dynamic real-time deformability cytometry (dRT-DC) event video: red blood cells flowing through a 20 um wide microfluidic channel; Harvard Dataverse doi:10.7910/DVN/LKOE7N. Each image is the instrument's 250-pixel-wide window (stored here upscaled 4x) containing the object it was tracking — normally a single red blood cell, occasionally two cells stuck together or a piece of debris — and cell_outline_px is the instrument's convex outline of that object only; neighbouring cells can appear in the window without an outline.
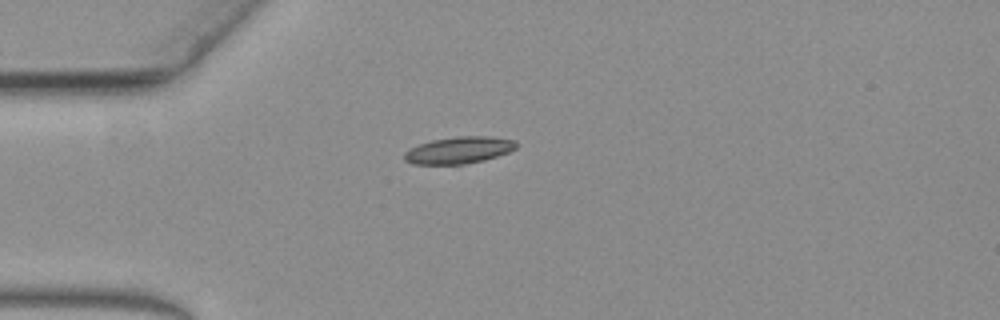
{"species": "common noctule bat (a hibernating species)", "species_latin": "Nyctalus noctula", "temperature_condition": "warm", "stored_images_in_passage": 46, "camera_frame_rate_fps": 3000, "um_per_image_px": 0.085, "animal": {"sex": "female", "body_mass_g": 19.3, "forearm_length_mm": 54.1}, "frame": {"image": 1, "passage_image": 1, "time_ms": 0.0, "image_size_px": [1000, 320], "cell_outline_px": [[516, 148], [508, 152], [484, 160], [464, 164], [412, 164], [404, 160], [404, 152], [408, 148], [432, 140], [456, 136], [488, 136], [516, 140]], "centroid_in_image_um": [38.98, 12.76], "position_along_channel_um": 46.0, "area_um2": 17.51}}
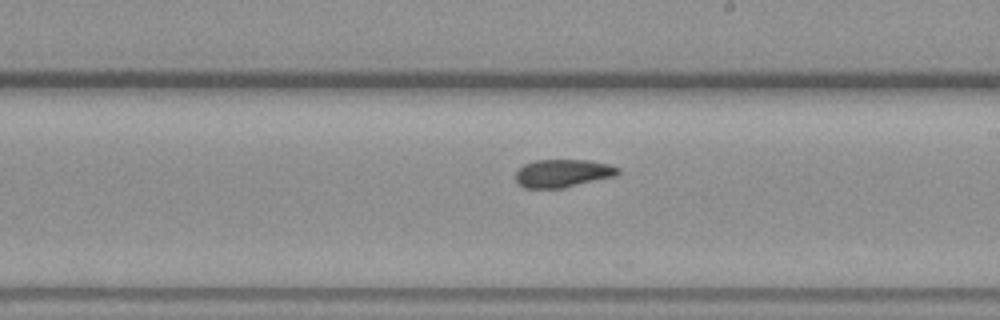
{"frame": {"image": 2, "passage_image": 20, "time_ms": 6.333, "image_size_px": [1000, 320], "cell_outline_px": [[620, 172], [616, 176], [564, 188], [524, 188], [516, 180], [516, 172], [524, 164], [536, 160], [588, 160], [608, 164], [620, 168]], "centroid_in_image_um": [47.86, 14.73], "position_along_channel_um": 241.1, "area_um2": 16.7}}
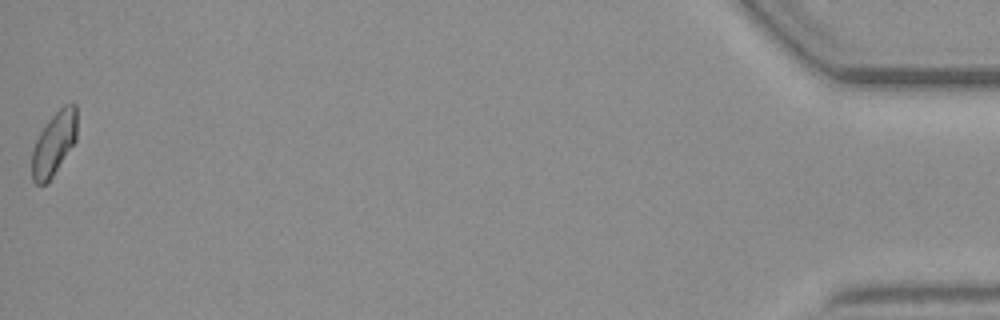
{"frame": {"image": 3, "passage_image": 46, "time_ms": 15.0, "image_size_px": [1000, 320], "cell_outline_px": [[76, 140], [52, 176], [44, 184], [36, 184], [32, 180], [32, 152], [36, 140], [40, 132], [48, 120], [64, 104], [76, 104]], "centroid_in_image_um": [4.58, 12.19], "position_along_channel_um": 430.6, "area_um2": 16.3}}